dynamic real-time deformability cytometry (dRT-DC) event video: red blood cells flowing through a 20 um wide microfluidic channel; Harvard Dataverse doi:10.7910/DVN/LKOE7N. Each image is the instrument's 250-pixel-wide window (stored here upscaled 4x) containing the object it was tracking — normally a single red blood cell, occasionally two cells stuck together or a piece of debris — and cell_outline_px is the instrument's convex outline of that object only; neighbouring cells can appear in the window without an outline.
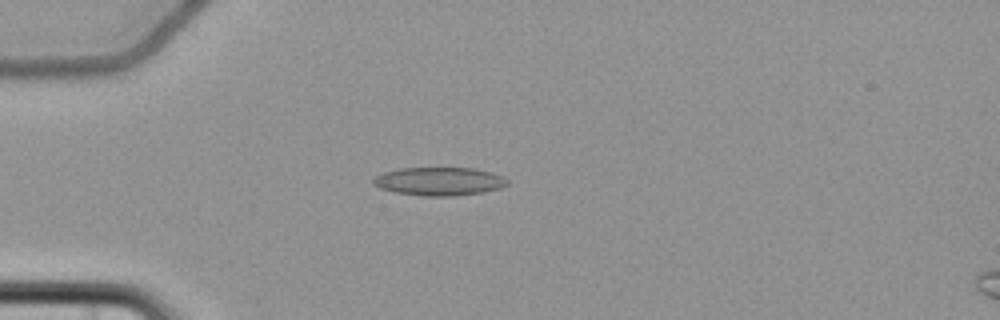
{"species": "common noctule bat (a hibernating species)", "species_latin": "Nyctalus noctula", "temperature_condition": "cold", "stored_images_in_passage": 8, "camera_frame_rate_fps": 3000, "um_per_image_px": 0.085, "animal": {"sex": "female", "body_mass_g": 22.7, "forearm_length_mm": 54.2}, "frame": {"image": 1, "passage_image": 5, "time_ms": 5.0, "image_size_px": [1000, 320], "cell_outline_px": [[508, 184], [500, 188], [484, 192], [456, 196], [424, 196], [396, 192], [380, 188], [372, 184], [372, 180], [376, 176], [384, 172], [400, 168], [476, 168], [492, 172], [504, 176], [508, 180]], "centroid_in_image_um": [37.37, 15.41], "position_along_channel_um": 47.6, "area_um2": 22.25}}
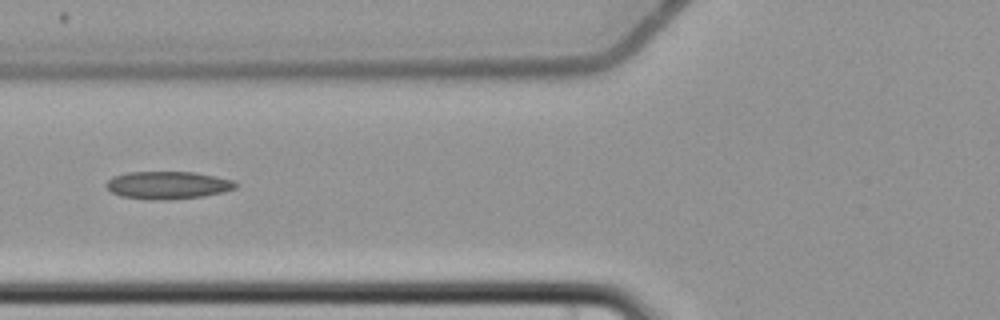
{"frame": {"image": 2, "passage_image": 7, "time_ms": 7.333, "image_size_px": [1000, 320], "cell_outline_px": [[240, 184], [236, 188], [224, 192], [204, 196], [168, 200], [152, 200], [120, 196], [112, 192], [104, 184], [112, 176], [128, 172], [196, 172], [216, 176], [232, 180]], "centroid_in_image_um": [14.28, 15.74], "position_along_channel_um": 111.5, "area_um2": 21.1}}
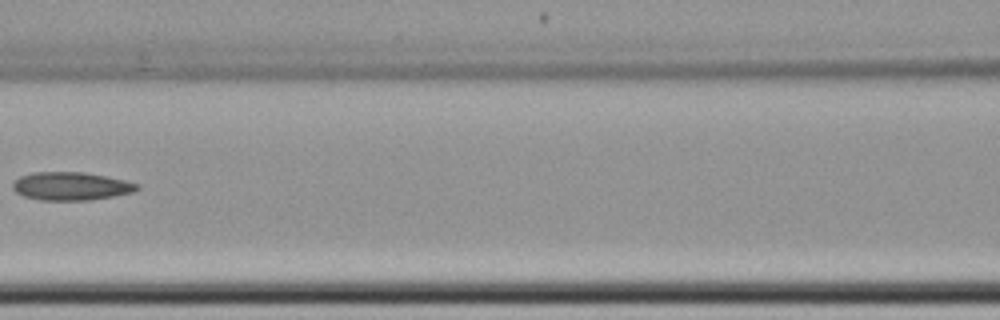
{"frame": {"image": 3, "passage_image": 8, "time_ms": 8.667, "image_size_px": [1000, 320], "cell_outline_px": [[140, 188], [132, 192], [112, 196], [88, 200], [40, 200], [24, 196], [16, 192], [12, 188], [12, 184], [20, 176], [32, 172], [84, 172], [124, 180], [140, 184]], "centroid_in_image_um": [6.02, 15.82], "position_along_channel_um": 160.6, "area_um2": 20.29}}